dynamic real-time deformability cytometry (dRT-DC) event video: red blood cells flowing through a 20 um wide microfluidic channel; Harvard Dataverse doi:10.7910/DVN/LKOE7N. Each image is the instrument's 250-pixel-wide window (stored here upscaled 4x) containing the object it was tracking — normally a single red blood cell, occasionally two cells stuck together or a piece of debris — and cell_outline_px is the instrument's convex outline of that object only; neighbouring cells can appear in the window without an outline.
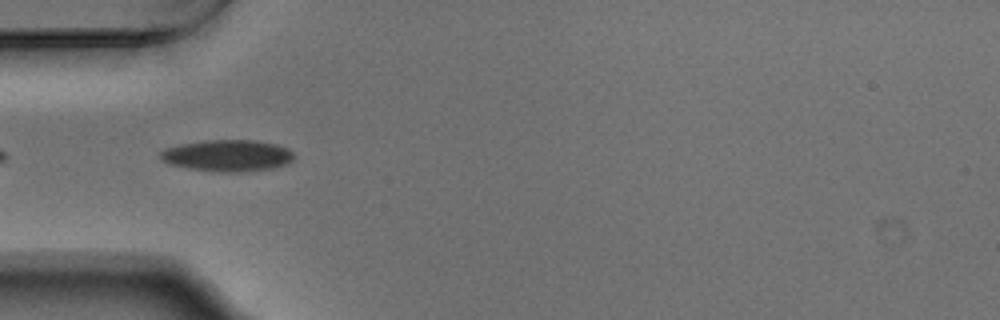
{"species": "Egyptian fruit bat (a non-hibernating species)", "species_latin": "Rousettus aegyptiacus", "temperature_condition": "warm", "stored_images_in_passage": 6, "camera_frame_rate_fps": 3000, "um_per_image_px": 0.085, "animal": {"sex": "male"}, "frame": {"image": 1, "passage_image": 2, "time_ms": 0.333, "image_size_px": [1000, 320], "cell_outline_px": [[296, 156], [288, 164], [272, 168], [240, 172], [220, 172], [188, 168], [168, 164], [160, 160], [160, 152], [164, 148], [180, 144], [204, 140], [256, 140], [276, 144], [288, 148]], "centroid_in_image_um": [19.33, 13.22], "position_along_channel_um": 65.7, "area_um2": 24.85}}